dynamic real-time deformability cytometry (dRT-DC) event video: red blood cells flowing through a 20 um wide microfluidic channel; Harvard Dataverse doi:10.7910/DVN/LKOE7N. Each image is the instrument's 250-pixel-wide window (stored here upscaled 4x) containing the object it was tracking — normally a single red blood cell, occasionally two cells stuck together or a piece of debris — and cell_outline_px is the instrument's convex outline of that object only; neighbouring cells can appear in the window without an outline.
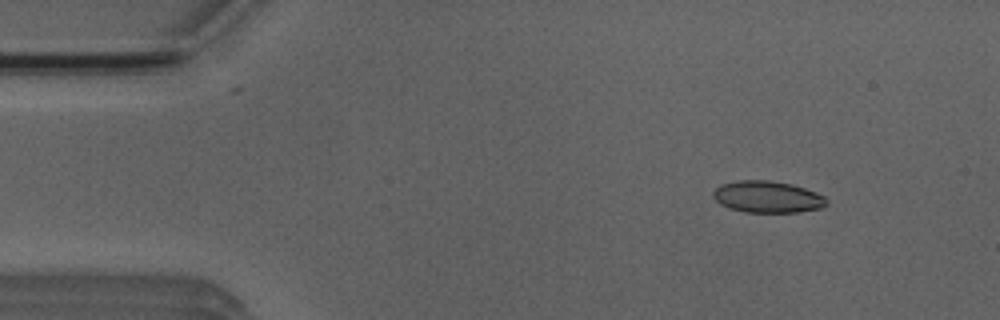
{"species": "Egyptian fruit bat (a non-hibernating species)", "species_latin": "Rousettus aegyptiacus", "temperature_condition": "room temperature", "stored_images_in_passage": 3, "camera_frame_rate_fps": 3000, "um_per_image_px": 0.085, "animal": {"sex": "male"}, "frame": {"image": 1, "passage_image": 1, "time_ms": 0.0, "image_size_px": [1000, 320], "cell_outline_px": [[828, 204], [820, 208], [800, 212], [744, 212], [728, 208], [720, 204], [712, 196], [712, 192], [720, 184], [736, 180], [768, 180], [792, 184], [804, 188], [824, 196], [828, 200]], "centroid_in_image_um": [65.21, 16.73], "position_along_channel_um": 19.8, "area_um2": 21.1}}